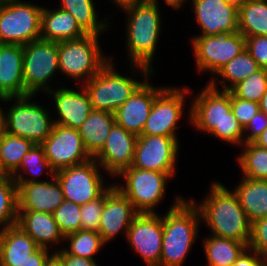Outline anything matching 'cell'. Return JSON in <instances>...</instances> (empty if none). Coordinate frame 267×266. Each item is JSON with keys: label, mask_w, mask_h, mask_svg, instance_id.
<instances>
[{"label": "cell", "mask_w": 267, "mask_h": 266, "mask_svg": "<svg viewBox=\"0 0 267 266\" xmlns=\"http://www.w3.org/2000/svg\"><path fill=\"white\" fill-rule=\"evenodd\" d=\"M213 181L200 201L190 196L200 212L201 225L208 227L205 229L209 230V235L240 241L248 247L252 223L235 192L224 183Z\"/></svg>", "instance_id": "obj_1"}, {"label": "cell", "mask_w": 267, "mask_h": 266, "mask_svg": "<svg viewBox=\"0 0 267 266\" xmlns=\"http://www.w3.org/2000/svg\"><path fill=\"white\" fill-rule=\"evenodd\" d=\"M161 7L154 0H147L121 11L124 13L126 64L141 65L156 72L153 62L164 28ZM154 65V66H153Z\"/></svg>", "instance_id": "obj_2"}, {"label": "cell", "mask_w": 267, "mask_h": 266, "mask_svg": "<svg viewBox=\"0 0 267 266\" xmlns=\"http://www.w3.org/2000/svg\"><path fill=\"white\" fill-rule=\"evenodd\" d=\"M173 196L163 215L160 266H183L196 242L203 238L199 234L202 226L197 206L186 196Z\"/></svg>", "instance_id": "obj_3"}, {"label": "cell", "mask_w": 267, "mask_h": 266, "mask_svg": "<svg viewBox=\"0 0 267 266\" xmlns=\"http://www.w3.org/2000/svg\"><path fill=\"white\" fill-rule=\"evenodd\" d=\"M115 61L111 55L110 61L83 85L94 110L114 113L151 75L155 78L156 73L141 65L125 64L124 72L118 70Z\"/></svg>", "instance_id": "obj_4"}, {"label": "cell", "mask_w": 267, "mask_h": 266, "mask_svg": "<svg viewBox=\"0 0 267 266\" xmlns=\"http://www.w3.org/2000/svg\"><path fill=\"white\" fill-rule=\"evenodd\" d=\"M102 35L86 34L76 40L58 42L59 74L74 86H83L111 59L103 52ZM77 83V84H76Z\"/></svg>", "instance_id": "obj_5"}, {"label": "cell", "mask_w": 267, "mask_h": 266, "mask_svg": "<svg viewBox=\"0 0 267 266\" xmlns=\"http://www.w3.org/2000/svg\"><path fill=\"white\" fill-rule=\"evenodd\" d=\"M38 98V95L4 98L8 134L29 139L34 144H42L46 140L54 120L50 106L41 105Z\"/></svg>", "instance_id": "obj_6"}, {"label": "cell", "mask_w": 267, "mask_h": 266, "mask_svg": "<svg viewBox=\"0 0 267 266\" xmlns=\"http://www.w3.org/2000/svg\"><path fill=\"white\" fill-rule=\"evenodd\" d=\"M58 73V43L40 38L23 46L25 96H40L41 93L44 95L53 89L54 84H56L55 87L66 85L61 84L60 79H56V76L60 75Z\"/></svg>", "instance_id": "obj_7"}, {"label": "cell", "mask_w": 267, "mask_h": 266, "mask_svg": "<svg viewBox=\"0 0 267 266\" xmlns=\"http://www.w3.org/2000/svg\"><path fill=\"white\" fill-rule=\"evenodd\" d=\"M166 85L156 96L141 135L179 137L181 120L187 119L186 123L190 125L191 103L190 101L187 103L190 86Z\"/></svg>", "instance_id": "obj_8"}, {"label": "cell", "mask_w": 267, "mask_h": 266, "mask_svg": "<svg viewBox=\"0 0 267 266\" xmlns=\"http://www.w3.org/2000/svg\"><path fill=\"white\" fill-rule=\"evenodd\" d=\"M122 178V179H121ZM114 185L128 198L138 213H158L166 198L168 173L130 167L116 177Z\"/></svg>", "instance_id": "obj_9"}, {"label": "cell", "mask_w": 267, "mask_h": 266, "mask_svg": "<svg viewBox=\"0 0 267 266\" xmlns=\"http://www.w3.org/2000/svg\"><path fill=\"white\" fill-rule=\"evenodd\" d=\"M189 40L195 70L197 74L207 73L208 81L245 49V37L240 32L222 35H192Z\"/></svg>", "instance_id": "obj_10"}, {"label": "cell", "mask_w": 267, "mask_h": 266, "mask_svg": "<svg viewBox=\"0 0 267 266\" xmlns=\"http://www.w3.org/2000/svg\"><path fill=\"white\" fill-rule=\"evenodd\" d=\"M103 173L104 170L92 158L85 163L56 171L55 178L62 188L64 200L82 206L98 198L113 182L106 179L107 175Z\"/></svg>", "instance_id": "obj_11"}, {"label": "cell", "mask_w": 267, "mask_h": 266, "mask_svg": "<svg viewBox=\"0 0 267 266\" xmlns=\"http://www.w3.org/2000/svg\"><path fill=\"white\" fill-rule=\"evenodd\" d=\"M41 4L27 0L0 5V44L24 46L40 39Z\"/></svg>", "instance_id": "obj_12"}, {"label": "cell", "mask_w": 267, "mask_h": 266, "mask_svg": "<svg viewBox=\"0 0 267 266\" xmlns=\"http://www.w3.org/2000/svg\"><path fill=\"white\" fill-rule=\"evenodd\" d=\"M190 87V127L201 134L222 131V120L231 110V92L212 87L208 82L197 91ZM194 92V93H193Z\"/></svg>", "instance_id": "obj_13"}, {"label": "cell", "mask_w": 267, "mask_h": 266, "mask_svg": "<svg viewBox=\"0 0 267 266\" xmlns=\"http://www.w3.org/2000/svg\"><path fill=\"white\" fill-rule=\"evenodd\" d=\"M180 137L137 136L132 167L168 173L175 179L180 157Z\"/></svg>", "instance_id": "obj_14"}, {"label": "cell", "mask_w": 267, "mask_h": 266, "mask_svg": "<svg viewBox=\"0 0 267 266\" xmlns=\"http://www.w3.org/2000/svg\"><path fill=\"white\" fill-rule=\"evenodd\" d=\"M130 250L145 266H160L163 240V214L139 213L127 231Z\"/></svg>", "instance_id": "obj_15"}, {"label": "cell", "mask_w": 267, "mask_h": 266, "mask_svg": "<svg viewBox=\"0 0 267 266\" xmlns=\"http://www.w3.org/2000/svg\"><path fill=\"white\" fill-rule=\"evenodd\" d=\"M41 145L55 172L93 158L86 150L78 129L54 124L51 134Z\"/></svg>", "instance_id": "obj_16"}, {"label": "cell", "mask_w": 267, "mask_h": 266, "mask_svg": "<svg viewBox=\"0 0 267 266\" xmlns=\"http://www.w3.org/2000/svg\"><path fill=\"white\" fill-rule=\"evenodd\" d=\"M70 86L72 88L66 85L54 87L44 96L52 101V105L47 106L54 111H51L54 124L79 129L93 109L85 88L77 85L75 87L73 84Z\"/></svg>", "instance_id": "obj_17"}, {"label": "cell", "mask_w": 267, "mask_h": 266, "mask_svg": "<svg viewBox=\"0 0 267 266\" xmlns=\"http://www.w3.org/2000/svg\"><path fill=\"white\" fill-rule=\"evenodd\" d=\"M138 214L113 181L105 190V201L98 229L104 244L107 246L110 241H115L119 236L126 239L127 231Z\"/></svg>", "instance_id": "obj_18"}, {"label": "cell", "mask_w": 267, "mask_h": 266, "mask_svg": "<svg viewBox=\"0 0 267 266\" xmlns=\"http://www.w3.org/2000/svg\"><path fill=\"white\" fill-rule=\"evenodd\" d=\"M137 136L116 123L102 149L93 157L112 181L130 168L135 156Z\"/></svg>", "instance_id": "obj_19"}, {"label": "cell", "mask_w": 267, "mask_h": 266, "mask_svg": "<svg viewBox=\"0 0 267 266\" xmlns=\"http://www.w3.org/2000/svg\"><path fill=\"white\" fill-rule=\"evenodd\" d=\"M192 8V9H191ZM190 9L197 35H222L238 32V8L224 0H192Z\"/></svg>", "instance_id": "obj_20"}, {"label": "cell", "mask_w": 267, "mask_h": 266, "mask_svg": "<svg viewBox=\"0 0 267 266\" xmlns=\"http://www.w3.org/2000/svg\"><path fill=\"white\" fill-rule=\"evenodd\" d=\"M151 75L115 112V123L130 133L140 136L156 96L166 85H154Z\"/></svg>", "instance_id": "obj_21"}, {"label": "cell", "mask_w": 267, "mask_h": 266, "mask_svg": "<svg viewBox=\"0 0 267 266\" xmlns=\"http://www.w3.org/2000/svg\"><path fill=\"white\" fill-rule=\"evenodd\" d=\"M18 211L53 214L64 201L62 188L54 177L43 182L16 183Z\"/></svg>", "instance_id": "obj_22"}, {"label": "cell", "mask_w": 267, "mask_h": 266, "mask_svg": "<svg viewBox=\"0 0 267 266\" xmlns=\"http://www.w3.org/2000/svg\"><path fill=\"white\" fill-rule=\"evenodd\" d=\"M16 225L28 234L40 248L52 250L51 246H53V252H56L63 246L64 236L60 232L53 214L18 211Z\"/></svg>", "instance_id": "obj_23"}, {"label": "cell", "mask_w": 267, "mask_h": 266, "mask_svg": "<svg viewBox=\"0 0 267 266\" xmlns=\"http://www.w3.org/2000/svg\"><path fill=\"white\" fill-rule=\"evenodd\" d=\"M25 97L23 46L0 44V99Z\"/></svg>", "instance_id": "obj_24"}, {"label": "cell", "mask_w": 267, "mask_h": 266, "mask_svg": "<svg viewBox=\"0 0 267 266\" xmlns=\"http://www.w3.org/2000/svg\"><path fill=\"white\" fill-rule=\"evenodd\" d=\"M45 5L41 15V39L58 43L80 39L86 35L69 12L57 6L47 7V3Z\"/></svg>", "instance_id": "obj_25"}, {"label": "cell", "mask_w": 267, "mask_h": 266, "mask_svg": "<svg viewBox=\"0 0 267 266\" xmlns=\"http://www.w3.org/2000/svg\"><path fill=\"white\" fill-rule=\"evenodd\" d=\"M57 2L59 5L56 6L69 12L86 34L105 35L106 32L110 33V30L114 28L112 26L113 14L109 13L106 16L104 14L101 18L95 0H60Z\"/></svg>", "instance_id": "obj_26"}, {"label": "cell", "mask_w": 267, "mask_h": 266, "mask_svg": "<svg viewBox=\"0 0 267 266\" xmlns=\"http://www.w3.org/2000/svg\"><path fill=\"white\" fill-rule=\"evenodd\" d=\"M39 248L16 224L0 230V266H20Z\"/></svg>", "instance_id": "obj_27"}, {"label": "cell", "mask_w": 267, "mask_h": 266, "mask_svg": "<svg viewBox=\"0 0 267 266\" xmlns=\"http://www.w3.org/2000/svg\"><path fill=\"white\" fill-rule=\"evenodd\" d=\"M232 189L249 221L267 217V180L241 177Z\"/></svg>", "instance_id": "obj_28"}, {"label": "cell", "mask_w": 267, "mask_h": 266, "mask_svg": "<svg viewBox=\"0 0 267 266\" xmlns=\"http://www.w3.org/2000/svg\"><path fill=\"white\" fill-rule=\"evenodd\" d=\"M114 124V113L93 109L78 129L85 148L92 157L102 149Z\"/></svg>", "instance_id": "obj_29"}, {"label": "cell", "mask_w": 267, "mask_h": 266, "mask_svg": "<svg viewBox=\"0 0 267 266\" xmlns=\"http://www.w3.org/2000/svg\"><path fill=\"white\" fill-rule=\"evenodd\" d=\"M10 176L15 183L43 182L54 178L55 171L46 158L43 146L34 144L21 158L19 167Z\"/></svg>", "instance_id": "obj_30"}, {"label": "cell", "mask_w": 267, "mask_h": 266, "mask_svg": "<svg viewBox=\"0 0 267 266\" xmlns=\"http://www.w3.org/2000/svg\"><path fill=\"white\" fill-rule=\"evenodd\" d=\"M258 69L259 66L255 59L244 49L207 82L216 89L229 91L238 82L246 79Z\"/></svg>", "instance_id": "obj_31"}, {"label": "cell", "mask_w": 267, "mask_h": 266, "mask_svg": "<svg viewBox=\"0 0 267 266\" xmlns=\"http://www.w3.org/2000/svg\"><path fill=\"white\" fill-rule=\"evenodd\" d=\"M206 266H231L247 246L240 241L205 234L201 239Z\"/></svg>", "instance_id": "obj_32"}, {"label": "cell", "mask_w": 267, "mask_h": 266, "mask_svg": "<svg viewBox=\"0 0 267 266\" xmlns=\"http://www.w3.org/2000/svg\"><path fill=\"white\" fill-rule=\"evenodd\" d=\"M238 32L245 38L267 36V0H246L238 8Z\"/></svg>", "instance_id": "obj_33"}, {"label": "cell", "mask_w": 267, "mask_h": 266, "mask_svg": "<svg viewBox=\"0 0 267 266\" xmlns=\"http://www.w3.org/2000/svg\"><path fill=\"white\" fill-rule=\"evenodd\" d=\"M235 157L242 177L267 180V149L251 142L243 144Z\"/></svg>", "instance_id": "obj_34"}, {"label": "cell", "mask_w": 267, "mask_h": 266, "mask_svg": "<svg viewBox=\"0 0 267 266\" xmlns=\"http://www.w3.org/2000/svg\"><path fill=\"white\" fill-rule=\"evenodd\" d=\"M67 244V246H66ZM106 245L97 231L79 230L64 236L62 249L73 256L97 260L95 256L104 250Z\"/></svg>", "instance_id": "obj_35"}, {"label": "cell", "mask_w": 267, "mask_h": 266, "mask_svg": "<svg viewBox=\"0 0 267 266\" xmlns=\"http://www.w3.org/2000/svg\"><path fill=\"white\" fill-rule=\"evenodd\" d=\"M34 143L26 138L6 134L0 140V171L3 175H11L20 165L21 158Z\"/></svg>", "instance_id": "obj_36"}, {"label": "cell", "mask_w": 267, "mask_h": 266, "mask_svg": "<svg viewBox=\"0 0 267 266\" xmlns=\"http://www.w3.org/2000/svg\"><path fill=\"white\" fill-rule=\"evenodd\" d=\"M17 185L10 175L0 177V230L17 223Z\"/></svg>", "instance_id": "obj_37"}, {"label": "cell", "mask_w": 267, "mask_h": 266, "mask_svg": "<svg viewBox=\"0 0 267 266\" xmlns=\"http://www.w3.org/2000/svg\"><path fill=\"white\" fill-rule=\"evenodd\" d=\"M229 91L237 98L259 103L267 91V69L259 68Z\"/></svg>", "instance_id": "obj_38"}, {"label": "cell", "mask_w": 267, "mask_h": 266, "mask_svg": "<svg viewBox=\"0 0 267 266\" xmlns=\"http://www.w3.org/2000/svg\"><path fill=\"white\" fill-rule=\"evenodd\" d=\"M81 206L64 200L53 212V217L58 224L63 236L77 232L82 229Z\"/></svg>", "instance_id": "obj_39"}, {"label": "cell", "mask_w": 267, "mask_h": 266, "mask_svg": "<svg viewBox=\"0 0 267 266\" xmlns=\"http://www.w3.org/2000/svg\"><path fill=\"white\" fill-rule=\"evenodd\" d=\"M208 136L220 142L237 147L238 149L244 144V129L237 118L230 110L222 120V131H212Z\"/></svg>", "instance_id": "obj_40"}, {"label": "cell", "mask_w": 267, "mask_h": 266, "mask_svg": "<svg viewBox=\"0 0 267 266\" xmlns=\"http://www.w3.org/2000/svg\"><path fill=\"white\" fill-rule=\"evenodd\" d=\"M105 201V191L96 199L81 206V225L83 230L97 231Z\"/></svg>", "instance_id": "obj_41"}, {"label": "cell", "mask_w": 267, "mask_h": 266, "mask_svg": "<svg viewBox=\"0 0 267 266\" xmlns=\"http://www.w3.org/2000/svg\"><path fill=\"white\" fill-rule=\"evenodd\" d=\"M231 110L243 129L260 111L259 103L235 97L231 93Z\"/></svg>", "instance_id": "obj_42"}, {"label": "cell", "mask_w": 267, "mask_h": 266, "mask_svg": "<svg viewBox=\"0 0 267 266\" xmlns=\"http://www.w3.org/2000/svg\"><path fill=\"white\" fill-rule=\"evenodd\" d=\"M248 248L264 257L267 255V217L257 219L252 223Z\"/></svg>", "instance_id": "obj_43"}, {"label": "cell", "mask_w": 267, "mask_h": 266, "mask_svg": "<svg viewBox=\"0 0 267 266\" xmlns=\"http://www.w3.org/2000/svg\"><path fill=\"white\" fill-rule=\"evenodd\" d=\"M245 49L255 59L259 68L267 69V36L246 37Z\"/></svg>", "instance_id": "obj_44"}, {"label": "cell", "mask_w": 267, "mask_h": 266, "mask_svg": "<svg viewBox=\"0 0 267 266\" xmlns=\"http://www.w3.org/2000/svg\"><path fill=\"white\" fill-rule=\"evenodd\" d=\"M267 128V115L259 111L244 128V144L253 142Z\"/></svg>", "instance_id": "obj_45"}, {"label": "cell", "mask_w": 267, "mask_h": 266, "mask_svg": "<svg viewBox=\"0 0 267 266\" xmlns=\"http://www.w3.org/2000/svg\"><path fill=\"white\" fill-rule=\"evenodd\" d=\"M231 266H266V259L247 247Z\"/></svg>", "instance_id": "obj_46"}, {"label": "cell", "mask_w": 267, "mask_h": 266, "mask_svg": "<svg viewBox=\"0 0 267 266\" xmlns=\"http://www.w3.org/2000/svg\"><path fill=\"white\" fill-rule=\"evenodd\" d=\"M63 266H100L98 265V260H91L88 258H83L79 256H73L66 253L62 248L55 252Z\"/></svg>", "instance_id": "obj_47"}, {"label": "cell", "mask_w": 267, "mask_h": 266, "mask_svg": "<svg viewBox=\"0 0 267 266\" xmlns=\"http://www.w3.org/2000/svg\"><path fill=\"white\" fill-rule=\"evenodd\" d=\"M46 248H39L35 253L28 256L20 266H43L47 258L53 253V251Z\"/></svg>", "instance_id": "obj_48"}, {"label": "cell", "mask_w": 267, "mask_h": 266, "mask_svg": "<svg viewBox=\"0 0 267 266\" xmlns=\"http://www.w3.org/2000/svg\"><path fill=\"white\" fill-rule=\"evenodd\" d=\"M144 1H147V0H109V2H111L112 4V7L115 5L114 8L117 9V11H115V9L113 10L114 14L115 13L117 14L119 11L121 12L128 7L138 5L139 3L144 2Z\"/></svg>", "instance_id": "obj_49"}, {"label": "cell", "mask_w": 267, "mask_h": 266, "mask_svg": "<svg viewBox=\"0 0 267 266\" xmlns=\"http://www.w3.org/2000/svg\"><path fill=\"white\" fill-rule=\"evenodd\" d=\"M160 7H161V4H160V1L162 2V0H154ZM190 2V5H191V2L192 0H163L162 3H164L166 6L164 7H167L170 8V9H173V11H180L183 10V6L185 5H188Z\"/></svg>", "instance_id": "obj_50"}, {"label": "cell", "mask_w": 267, "mask_h": 266, "mask_svg": "<svg viewBox=\"0 0 267 266\" xmlns=\"http://www.w3.org/2000/svg\"><path fill=\"white\" fill-rule=\"evenodd\" d=\"M4 108V99H0V140L7 134L6 114Z\"/></svg>", "instance_id": "obj_51"}, {"label": "cell", "mask_w": 267, "mask_h": 266, "mask_svg": "<svg viewBox=\"0 0 267 266\" xmlns=\"http://www.w3.org/2000/svg\"><path fill=\"white\" fill-rule=\"evenodd\" d=\"M43 266H63L59 256L53 252L45 261Z\"/></svg>", "instance_id": "obj_52"}, {"label": "cell", "mask_w": 267, "mask_h": 266, "mask_svg": "<svg viewBox=\"0 0 267 266\" xmlns=\"http://www.w3.org/2000/svg\"><path fill=\"white\" fill-rule=\"evenodd\" d=\"M259 147L267 149V128L253 141Z\"/></svg>", "instance_id": "obj_53"}, {"label": "cell", "mask_w": 267, "mask_h": 266, "mask_svg": "<svg viewBox=\"0 0 267 266\" xmlns=\"http://www.w3.org/2000/svg\"><path fill=\"white\" fill-rule=\"evenodd\" d=\"M260 111L264 112L267 115V91L262 96V99L259 102Z\"/></svg>", "instance_id": "obj_54"}, {"label": "cell", "mask_w": 267, "mask_h": 266, "mask_svg": "<svg viewBox=\"0 0 267 266\" xmlns=\"http://www.w3.org/2000/svg\"><path fill=\"white\" fill-rule=\"evenodd\" d=\"M225 2L235 5L237 8H239L246 0H224Z\"/></svg>", "instance_id": "obj_55"}, {"label": "cell", "mask_w": 267, "mask_h": 266, "mask_svg": "<svg viewBox=\"0 0 267 266\" xmlns=\"http://www.w3.org/2000/svg\"><path fill=\"white\" fill-rule=\"evenodd\" d=\"M24 1H27V0H0V5L18 3V2H24Z\"/></svg>", "instance_id": "obj_56"}]
</instances>
